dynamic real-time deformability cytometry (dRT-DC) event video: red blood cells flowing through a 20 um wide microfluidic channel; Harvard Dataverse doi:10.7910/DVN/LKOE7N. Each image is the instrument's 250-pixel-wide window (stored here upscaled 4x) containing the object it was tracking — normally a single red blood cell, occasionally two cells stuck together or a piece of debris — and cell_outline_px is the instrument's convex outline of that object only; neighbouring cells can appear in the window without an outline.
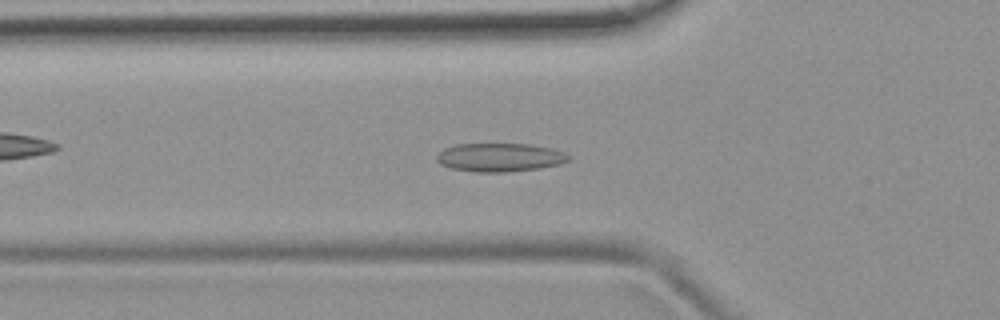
{"species": "common noctule bat (a hibernating species)", "species_latin": "Nyctalus noctula", "temperature_condition": "room temperature", "stored_images_in_passage": 53, "camera_frame_rate_fps": 3000, "um_per_image_px": 0.085, "animal": {"sex": "female", "body_mass_g": 19.9}, "frame": {"image": 1, "passage_image": 18, "time_ms": 5.667, "image_size_px": [1000, 320], "cell_outline_px": [[572, 156], [568, 160], [560, 164], [540, 168], [508, 172], [476, 172], [452, 168], [440, 164], [436, 160], [436, 156], [444, 148], [456, 144], [528, 144], [552, 148], [564, 152]], "centroid_in_image_um": [42.5, 13.38], "position_along_channel_um": 83.3, "area_um2": 21.96}}
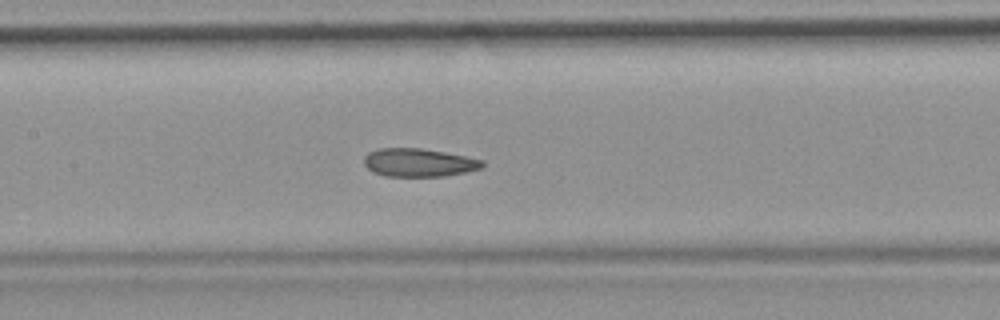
{"frame": {"image": 2, "passage_image": 25, "time_ms": 8.0, "image_size_px": [1000, 320], "cell_outline_px": [[484, 168], [444, 176], [384, 176], [372, 172], [364, 164], [364, 156], [368, 152], [380, 148], [420, 148], [444, 152], [484, 160]], "centroid_in_image_um": [35.58, 13.82], "position_along_channel_um": 171.8, "area_um2": 19.48}}
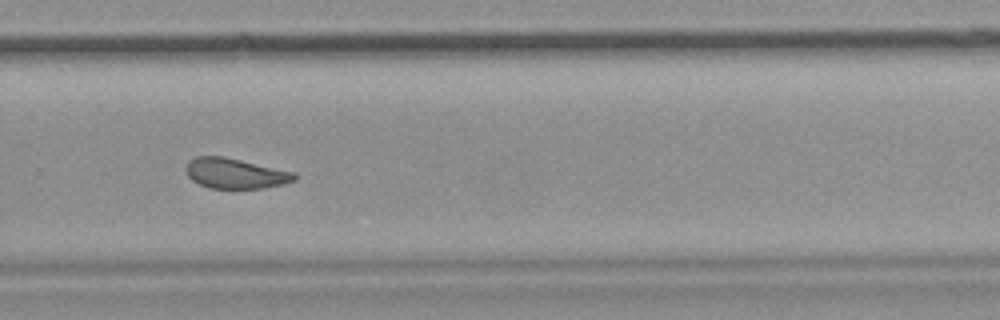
{"frame": {"image": 3, "passage_image": 36, "time_ms": 11.667, "image_size_px": [1000, 320], "cell_outline_px": [[296, 180], [284, 184], [264, 188], [208, 188], [192, 180], [188, 176], [184, 168], [188, 160], [196, 156], [224, 156], [296, 172]], "centroid_in_image_um": [19.99, 14.73], "position_along_channel_um": 309.8, "area_um2": 19.36}, "authors_computed_cell_mechanics": {"area_um2": 20.23, "velocity_mm_per_s": 3.7752, "shape_relaxation_time_tau1_ms": null, "shape_relaxation_time_tau2_ms": 2.0635, "deformation_change_tau1": null, "deformation_change_tau2": 0.0724}}